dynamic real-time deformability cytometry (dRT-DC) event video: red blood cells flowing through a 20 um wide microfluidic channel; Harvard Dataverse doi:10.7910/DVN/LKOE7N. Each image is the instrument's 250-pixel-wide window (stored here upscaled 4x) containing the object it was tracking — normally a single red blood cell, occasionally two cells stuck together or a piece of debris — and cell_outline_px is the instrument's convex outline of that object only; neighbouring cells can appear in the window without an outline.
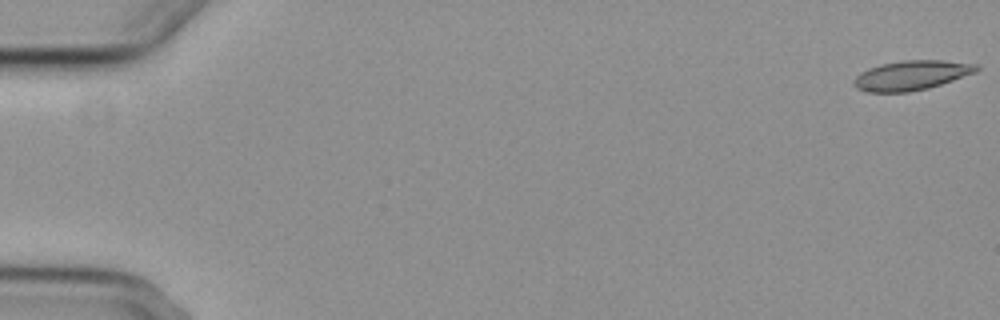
{"species": "common noctule bat (a hibernating species)", "species_latin": "Nyctalus noctula", "temperature_condition": "cold", "stored_images_in_passage": 6, "camera_frame_rate_fps": 3000, "um_per_image_px": 0.085, "animal": {"sex": "female", "body_mass_g": 29.2, "forearm_length_mm": 56.3}, "frame": {"image": 1, "passage_image": 1, "time_ms": 0.0, "image_size_px": [1000, 320], "cell_outline_px": [[980, 68], [976, 72], [928, 88], [908, 92], [868, 92], [856, 88], [852, 84], [852, 80], [860, 72], [868, 68], [880, 64], [900, 60], [944, 60], [980, 64]], "centroid_in_image_um": [77.45, 6.39], "position_along_channel_um": 7.6, "area_um2": 21.33}}
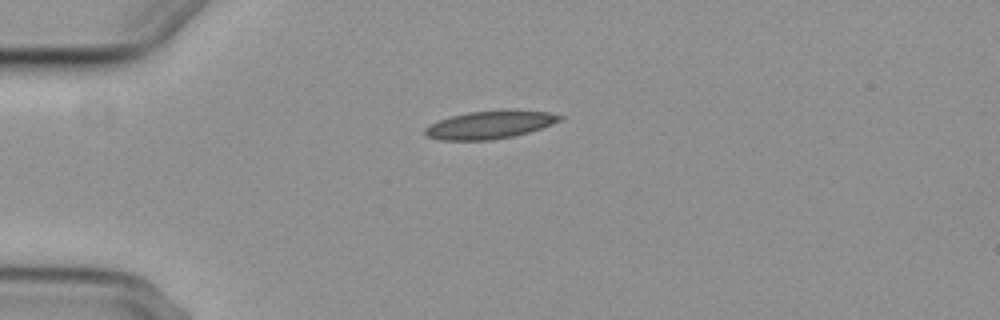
{"frame": {"image": 2, "passage_image": 5, "time_ms": 4.667, "image_size_px": [1000, 320], "cell_outline_px": [[564, 120], [528, 132], [512, 136], [492, 140], [436, 140], [428, 136], [424, 132], [424, 128], [428, 124], [452, 116], [468, 112], [508, 108], [516, 108], [548, 112], [564, 116]], "centroid_in_image_um": [41.68, 10.57], "position_along_channel_um": 43.3, "area_um2": 22.43}}